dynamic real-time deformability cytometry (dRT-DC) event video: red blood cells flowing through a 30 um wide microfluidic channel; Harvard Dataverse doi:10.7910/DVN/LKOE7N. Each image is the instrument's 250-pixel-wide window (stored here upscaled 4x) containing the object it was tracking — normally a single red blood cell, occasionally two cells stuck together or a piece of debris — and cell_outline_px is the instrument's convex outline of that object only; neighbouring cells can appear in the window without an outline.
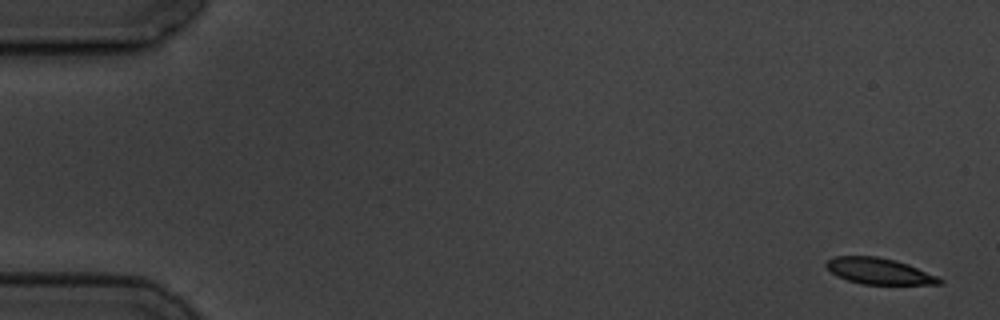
{"species": "common noctule bat (a hibernating species)", "species_latin": "Nyctalus noctula", "temperature_condition": "cold", "stored_images_in_passage": 11, "camera_frame_rate_fps": 3000, "um_per_image_px": 0.085, "animal": {"sex": "male", "body_mass_g": 19.5, "forearm_length_mm": 54.6}, "frame": {"image": 1, "passage_image": 1, "time_ms": 0.0, "image_size_px": [1000, 320], "cell_outline_px": [[944, 284], [860, 284], [836, 276], [824, 264], [832, 256], [876, 256], [896, 260], [908, 264], [936, 276], [944, 280]], "centroid_in_image_um": [74.7, 23.04], "position_along_channel_um": 10.3, "area_um2": 17.22}}
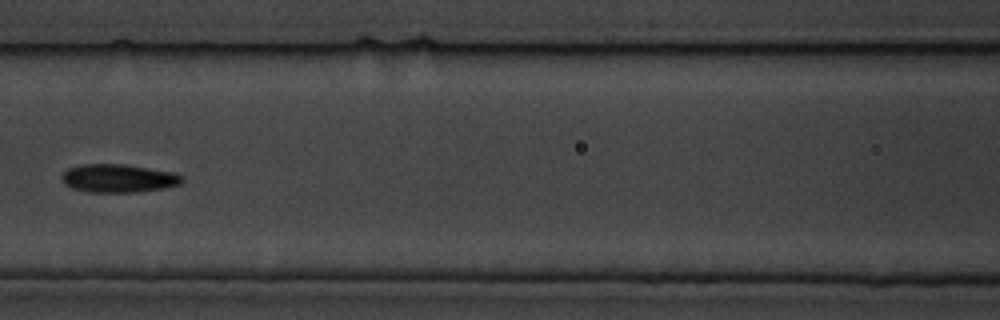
{"frame": {"image": 2, "passage_image": 7, "time_ms": 8.0, "image_size_px": [1000, 320], "cell_outline_px": [[184, 180], [180, 184], [164, 188], [136, 192], [88, 192], [72, 188], [64, 184], [60, 176], [68, 168], [80, 164], [128, 164], [172, 172], [184, 176]], "centroid_in_image_um": [10.06, 15.15], "position_along_channel_um": 156.5, "area_um2": 20.0}}
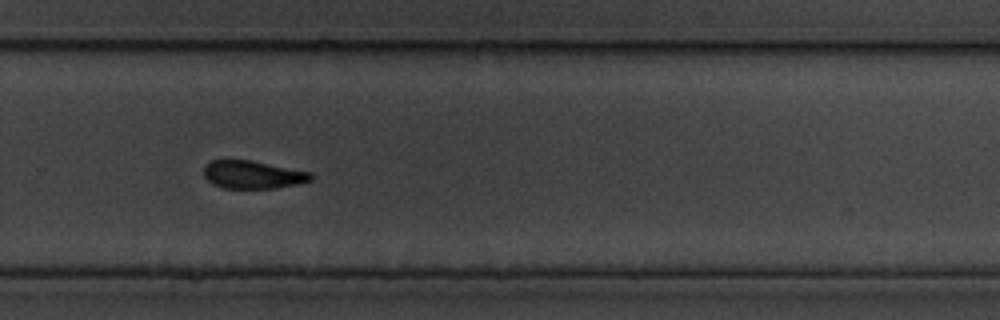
{"frame": {"image": 3, "passage_image": 11, "time_ms": 12.333, "image_size_px": [1000, 320], "cell_outline_px": [[312, 180], [296, 184], [276, 188], [224, 188], [212, 184], [204, 176], [204, 168], [212, 160], [252, 160], [312, 172]], "centroid_in_image_um": [21.5, 14.84], "position_along_channel_um": 308.3, "area_um2": 17.4}}